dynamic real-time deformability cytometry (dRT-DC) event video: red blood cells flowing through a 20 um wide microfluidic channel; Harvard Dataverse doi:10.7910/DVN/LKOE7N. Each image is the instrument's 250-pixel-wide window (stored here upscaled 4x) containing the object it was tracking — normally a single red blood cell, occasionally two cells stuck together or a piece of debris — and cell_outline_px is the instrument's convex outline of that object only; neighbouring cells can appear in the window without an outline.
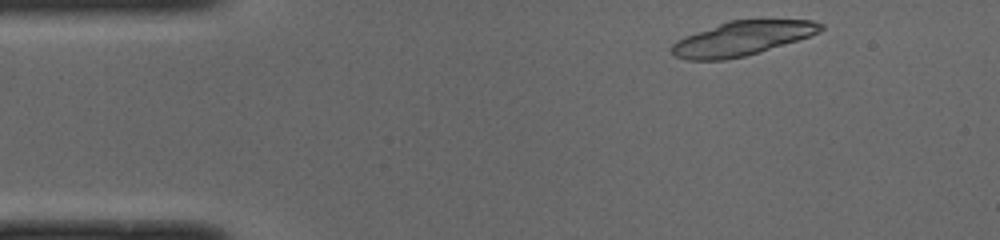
{"species": "common noctule bat (a hibernating species)", "species_latin": "Nyctalus noctula", "temperature_condition": "cold", "stored_images_in_passage": 12, "camera_frame_rate_fps": 3000, "um_per_image_px": 0.085, "animal": {"sex": "male", "body_mass_g": 19.0, "forearm_length_mm": 50.8}, "frame": {"image": 1, "passage_image": 2, "time_ms": 0.333, "image_size_px": [1000, 240], "cell_outline_px": [[824, 28], [820, 32], [796, 40], [744, 56], [724, 60], [688, 60], [676, 56], [668, 48], [676, 40], [684, 36], [728, 20], [812, 20], [824, 24]], "centroid_in_image_um": [63.03, 3.26], "position_along_channel_um": 22.0, "area_um2": 29.48}}